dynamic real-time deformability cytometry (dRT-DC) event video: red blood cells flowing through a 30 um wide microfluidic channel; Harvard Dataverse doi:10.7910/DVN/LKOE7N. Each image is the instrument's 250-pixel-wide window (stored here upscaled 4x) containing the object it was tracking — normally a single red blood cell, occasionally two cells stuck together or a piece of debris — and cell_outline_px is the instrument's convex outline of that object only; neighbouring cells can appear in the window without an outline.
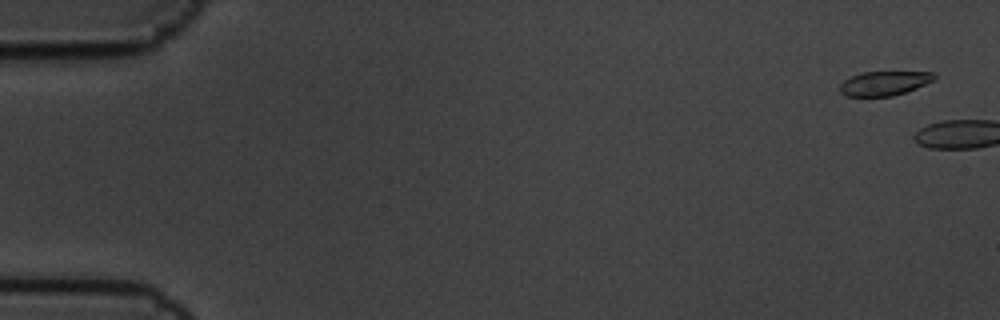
{"species": "common noctule bat (a hibernating species)", "species_latin": "Nyctalus noctula", "temperature_condition": "cold", "stored_images_in_passage": 8, "camera_frame_rate_fps": 3000, "um_per_image_px": 0.085, "animal": {"sex": "male", "body_mass_g": 19.5, "forearm_length_mm": 54.6}, "frame": {"image": 1, "passage_image": 1, "time_ms": 0.0, "image_size_px": [1000, 320], "cell_outline_px": [[936, 76], [932, 80], [916, 88], [892, 96], [844, 96], [840, 92], [840, 84], [844, 80], [852, 76], [864, 72], [932, 72]], "centroid_in_image_um": [75.12, 7.08], "position_along_channel_um": 9.9, "area_um2": 13.12}}
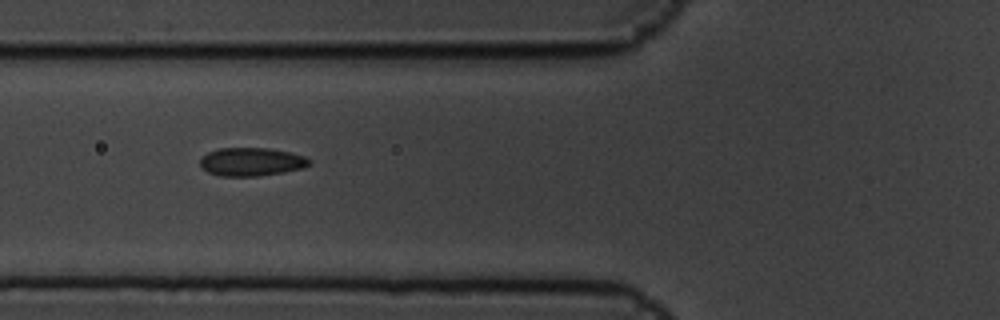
{"frame": {"image": 2, "passage_image": 7, "time_ms": 2.0, "image_size_px": [1000, 320], "cell_outline_px": [[312, 160], [304, 168], [284, 172], [256, 176], [220, 176], [208, 172], [200, 164], [200, 156], [208, 152], [220, 148], [268, 148], [288, 152], [304, 156]], "centroid_in_image_um": [21.35, 13.75], "position_along_channel_um": 104.4, "area_um2": 17.98}}
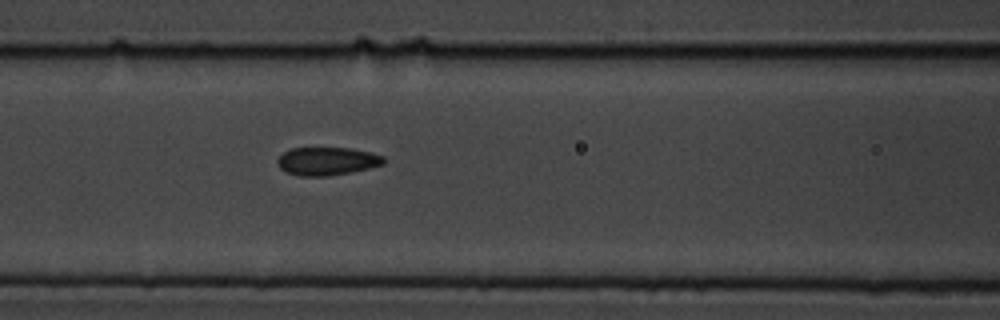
{"frame": {"image": 3, "passage_image": 8, "time_ms": 2.333, "image_size_px": [1000, 320], "cell_outline_px": [[384, 164], [368, 168], [328, 176], [296, 176], [280, 168], [276, 160], [284, 152], [292, 148], [348, 148], [372, 152], [384, 156]], "centroid_in_image_um": [27.79, 13.69], "position_along_channel_um": 138.8, "area_um2": 17.28}}